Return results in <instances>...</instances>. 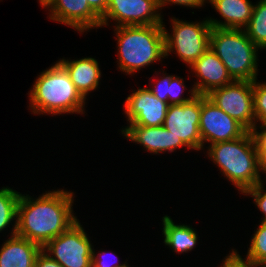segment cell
Instances as JSON below:
<instances>
[{
	"instance_id": "52a82bcc",
	"label": "cell",
	"mask_w": 266,
	"mask_h": 267,
	"mask_svg": "<svg viewBox=\"0 0 266 267\" xmlns=\"http://www.w3.org/2000/svg\"><path fill=\"white\" fill-rule=\"evenodd\" d=\"M92 243L79 219L42 249L63 267H92Z\"/></svg>"
},
{
	"instance_id": "4316f807",
	"label": "cell",
	"mask_w": 266,
	"mask_h": 267,
	"mask_svg": "<svg viewBox=\"0 0 266 267\" xmlns=\"http://www.w3.org/2000/svg\"><path fill=\"white\" fill-rule=\"evenodd\" d=\"M224 259L225 260H222L223 263L220 267H255L253 261L246 257L243 259L235 249H233Z\"/></svg>"
},
{
	"instance_id": "ac0fdd59",
	"label": "cell",
	"mask_w": 266,
	"mask_h": 267,
	"mask_svg": "<svg viewBox=\"0 0 266 267\" xmlns=\"http://www.w3.org/2000/svg\"><path fill=\"white\" fill-rule=\"evenodd\" d=\"M41 249V246L26 238L11 236L0 249V267H34Z\"/></svg>"
},
{
	"instance_id": "6da1fadb",
	"label": "cell",
	"mask_w": 266,
	"mask_h": 267,
	"mask_svg": "<svg viewBox=\"0 0 266 267\" xmlns=\"http://www.w3.org/2000/svg\"><path fill=\"white\" fill-rule=\"evenodd\" d=\"M73 193L64 189L45 191L36 199L21 193L16 235L43 248L78 220L73 212Z\"/></svg>"
},
{
	"instance_id": "f546056e",
	"label": "cell",
	"mask_w": 266,
	"mask_h": 267,
	"mask_svg": "<svg viewBox=\"0 0 266 267\" xmlns=\"http://www.w3.org/2000/svg\"><path fill=\"white\" fill-rule=\"evenodd\" d=\"M260 130H258V128ZM253 135L256 148L257 149H266V124H260V126L255 125L251 130Z\"/></svg>"
},
{
	"instance_id": "8992f818",
	"label": "cell",
	"mask_w": 266,
	"mask_h": 267,
	"mask_svg": "<svg viewBox=\"0 0 266 267\" xmlns=\"http://www.w3.org/2000/svg\"><path fill=\"white\" fill-rule=\"evenodd\" d=\"M172 32L164 27L165 57L173 51L188 66L210 48L212 27L205 18L201 22H187L175 17L171 18Z\"/></svg>"
},
{
	"instance_id": "e575fe53",
	"label": "cell",
	"mask_w": 266,
	"mask_h": 267,
	"mask_svg": "<svg viewBox=\"0 0 266 267\" xmlns=\"http://www.w3.org/2000/svg\"><path fill=\"white\" fill-rule=\"evenodd\" d=\"M255 267H266V263H257Z\"/></svg>"
},
{
	"instance_id": "7c38bea8",
	"label": "cell",
	"mask_w": 266,
	"mask_h": 267,
	"mask_svg": "<svg viewBox=\"0 0 266 267\" xmlns=\"http://www.w3.org/2000/svg\"><path fill=\"white\" fill-rule=\"evenodd\" d=\"M169 104L159 100L147 87L138 90L126 98L124 113L128 126H161L164 123Z\"/></svg>"
},
{
	"instance_id": "9c48e42d",
	"label": "cell",
	"mask_w": 266,
	"mask_h": 267,
	"mask_svg": "<svg viewBox=\"0 0 266 267\" xmlns=\"http://www.w3.org/2000/svg\"><path fill=\"white\" fill-rule=\"evenodd\" d=\"M199 132L203 150L206 143L211 145L231 141L244 136L248 130L212 103L206 95H201Z\"/></svg>"
},
{
	"instance_id": "4fadbf2b",
	"label": "cell",
	"mask_w": 266,
	"mask_h": 267,
	"mask_svg": "<svg viewBox=\"0 0 266 267\" xmlns=\"http://www.w3.org/2000/svg\"><path fill=\"white\" fill-rule=\"evenodd\" d=\"M49 18L70 26L80 34L92 28L98 29L101 17L89 6L87 0H54L47 8Z\"/></svg>"
},
{
	"instance_id": "e0dca14e",
	"label": "cell",
	"mask_w": 266,
	"mask_h": 267,
	"mask_svg": "<svg viewBox=\"0 0 266 267\" xmlns=\"http://www.w3.org/2000/svg\"><path fill=\"white\" fill-rule=\"evenodd\" d=\"M224 21L207 18L211 27L244 29L251 19L254 5L250 0H207Z\"/></svg>"
},
{
	"instance_id": "7a4b0ae2",
	"label": "cell",
	"mask_w": 266,
	"mask_h": 267,
	"mask_svg": "<svg viewBox=\"0 0 266 267\" xmlns=\"http://www.w3.org/2000/svg\"><path fill=\"white\" fill-rule=\"evenodd\" d=\"M33 114H84L86 99L76 89L68 72L58 62L37 76L28 93Z\"/></svg>"
},
{
	"instance_id": "d6a6232c",
	"label": "cell",
	"mask_w": 266,
	"mask_h": 267,
	"mask_svg": "<svg viewBox=\"0 0 266 267\" xmlns=\"http://www.w3.org/2000/svg\"><path fill=\"white\" fill-rule=\"evenodd\" d=\"M259 155V168L266 175V149H257ZM266 178V177H265Z\"/></svg>"
},
{
	"instance_id": "ba28073f",
	"label": "cell",
	"mask_w": 266,
	"mask_h": 267,
	"mask_svg": "<svg viewBox=\"0 0 266 267\" xmlns=\"http://www.w3.org/2000/svg\"><path fill=\"white\" fill-rule=\"evenodd\" d=\"M206 96L248 131L255 126L253 82L234 80L228 85L213 89Z\"/></svg>"
},
{
	"instance_id": "3957f363",
	"label": "cell",
	"mask_w": 266,
	"mask_h": 267,
	"mask_svg": "<svg viewBox=\"0 0 266 267\" xmlns=\"http://www.w3.org/2000/svg\"><path fill=\"white\" fill-rule=\"evenodd\" d=\"M118 69L133 75L165 57L163 24L114 27Z\"/></svg>"
},
{
	"instance_id": "cb8c5ba5",
	"label": "cell",
	"mask_w": 266,
	"mask_h": 267,
	"mask_svg": "<svg viewBox=\"0 0 266 267\" xmlns=\"http://www.w3.org/2000/svg\"><path fill=\"white\" fill-rule=\"evenodd\" d=\"M186 90V85L184 84V79L179 76H174L171 79L169 85V97H168V104L169 105H176V104H184L189 101H192L198 94L194 87L189 90L190 94L189 97H183V92Z\"/></svg>"
},
{
	"instance_id": "1f68e13d",
	"label": "cell",
	"mask_w": 266,
	"mask_h": 267,
	"mask_svg": "<svg viewBox=\"0 0 266 267\" xmlns=\"http://www.w3.org/2000/svg\"><path fill=\"white\" fill-rule=\"evenodd\" d=\"M109 0H87L89 6L102 17L107 9Z\"/></svg>"
},
{
	"instance_id": "d6986e66",
	"label": "cell",
	"mask_w": 266,
	"mask_h": 267,
	"mask_svg": "<svg viewBox=\"0 0 266 267\" xmlns=\"http://www.w3.org/2000/svg\"><path fill=\"white\" fill-rule=\"evenodd\" d=\"M162 234L164 244L176 253H187L191 251L198 241V234L190 225L175 224L171 217L165 215L162 218Z\"/></svg>"
},
{
	"instance_id": "83f0119b",
	"label": "cell",
	"mask_w": 266,
	"mask_h": 267,
	"mask_svg": "<svg viewBox=\"0 0 266 267\" xmlns=\"http://www.w3.org/2000/svg\"><path fill=\"white\" fill-rule=\"evenodd\" d=\"M95 252L96 251L94 250V248H92V267H122L127 263L126 261L122 264H120V261L112 263L116 260H113L111 261V263H109L110 261L107 262L106 260L107 256L105 255H107V253L105 251L100 252L99 254H96ZM115 257L117 258L116 255Z\"/></svg>"
},
{
	"instance_id": "603a6c76",
	"label": "cell",
	"mask_w": 266,
	"mask_h": 267,
	"mask_svg": "<svg viewBox=\"0 0 266 267\" xmlns=\"http://www.w3.org/2000/svg\"><path fill=\"white\" fill-rule=\"evenodd\" d=\"M253 81V103L255 114V125L266 124V82Z\"/></svg>"
},
{
	"instance_id": "836d02e7",
	"label": "cell",
	"mask_w": 266,
	"mask_h": 267,
	"mask_svg": "<svg viewBox=\"0 0 266 267\" xmlns=\"http://www.w3.org/2000/svg\"><path fill=\"white\" fill-rule=\"evenodd\" d=\"M42 8H48L54 0H38Z\"/></svg>"
},
{
	"instance_id": "ffe728a7",
	"label": "cell",
	"mask_w": 266,
	"mask_h": 267,
	"mask_svg": "<svg viewBox=\"0 0 266 267\" xmlns=\"http://www.w3.org/2000/svg\"><path fill=\"white\" fill-rule=\"evenodd\" d=\"M20 196V192H17L10 187H3L0 189V232L4 231V229L11 224L13 227L10 236L16 235L17 206Z\"/></svg>"
},
{
	"instance_id": "277c9868",
	"label": "cell",
	"mask_w": 266,
	"mask_h": 267,
	"mask_svg": "<svg viewBox=\"0 0 266 267\" xmlns=\"http://www.w3.org/2000/svg\"><path fill=\"white\" fill-rule=\"evenodd\" d=\"M206 148L209 159L242 194L264 181L261 180L259 155L251 131L240 138L211 144Z\"/></svg>"
},
{
	"instance_id": "f1b7e54d",
	"label": "cell",
	"mask_w": 266,
	"mask_h": 267,
	"mask_svg": "<svg viewBox=\"0 0 266 267\" xmlns=\"http://www.w3.org/2000/svg\"><path fill=\"white\" fill-rule=\"evenodd\" d=\"M170 3L191 8H201L207 3V0H158L160 11Z\"/></svg>"
},
{
	"instance_id": "30bf717a",
	"label": "cell",
	"mask_w": 266,
	"mask_h": 267,
	"mask_svg": "<svg viewBox=\"0 0 266 267\" xmlns=\"http://www.w3.org/2000/svg\"><path fill=\"white\" fill-rule=\"evenodd\" d=\"M159 12L158 0H109L100 27H107L111 20L116 21L113 27L163 24Z\"/></svg>"
},
{
	"instance_id": "44dd1931",
	"label": "cell",
	"mask_w": 266,
	"mask_h": 267,
	"mask_svg": "<svg viewBox=\"0 0 266 267\" xmlns=\"http://www.w3.org/2000/svg\"><path fill=\"white\" fill-rule=\"evenodd\" d=\"M244 30L257 47L266 50V0L254 4L251 19Z\"/></svg>"
},
{
	"instance_id": "9a60e30c",
	"label": "cell",
	"mask_w": 266,
	"mask_h": 267,
	"mask_svg": "<svg viewBox=\"0 0 266 267\" xmlns=\"http://www.w3.org/2000/svg\"><path fill=\"white\" fill-rule=\"evenodd\" d=\"M121 134L133 143L143 146L151 154H160L161 152H174L180 147H187L181 140L166 130L163 125L149 126H126L122 128Z\"/></svg>"
},
{
	"instance_id": "2e32d148",
	"label": "cell",
	"mask_w": 266,
	"mask_h": 267,
	"mask_svg": "<svg viewBox=\"0 0 266 267\" xmlns=\"http://www.w3.org/2000/svg\"><path fill=\"white\" fill-rule=\"evenodd\" d=\"M58 62L68 72L76 89L85 99H87L89 93L99 88L102 75L99 63L95 58L85 57L73 59V61L63 58L59 59Z\"/></svg>"
},
{
	"instance_id": "8fae6325",
	"label": "cell",
	"mask_w": 266,
	"mask_h": 267,
	"mask_svg": "<svg viewBox=\"0 0 266 267\" xmlns=\"http://www.w3.org/2000/svg\"><path fill=\"white\" fill-rule=\"evenodd\" d=\"M201 95L184 104L169 105L163 127L192 150H201Z\"/></svg>"
},
{
	"instance_id": "5b68a950",
	"label": "cell",
	"mask_w": 266,
	"mask_h": 267,
	"mask_svg": "<svg viewBox=\"0 0 266 267\" xmlns=\"http://www.w3.org/2000/svg\"><path fill=\"white\" fill-rule=\"evenodd\" d=\"M210 48L225 65L233 80L251 81L258 76V50L244 29L212 27Z\"/></svg>"
},
{
	"instance_id": "5bb4252c",
	"label": "cell",
	"mask_w": 266,
	"mask_h": 267,
	"mask_svg": "<svg viewBox=\"0 0 266 267\" xmlns=\"http://www.w3.org/2000/svg\"><path fill=\"white\" fill-rule=\"evenodd\" d=\"M189 68L198 78L193 84L198 95H207L213 89L234 81L228 74L225 65L211 48L195 60Z\"/></svg>"
},
{
	"instance_id": "484cf974",
	"label": "cell",
	"mask_w": 266,
	"mask_h": 267,
	"mask_svg": "<svg viewBox=\"0 0 266 267\" xmlns=\"http://www.w3.org/2000/svg\"><path fill=\"white\" fill-rule=\"evenodd\" d=\"M165 71H163L162 74L163 76L158 79V81H156L157 83L155 84H151V86L153 85V88H148L155 97H157L159 100L163 101V102H168V97H169V85L171 82V79L175 76V75H168L166 73H164Z\"/></svg>"
},
{
	"instance_id": "4dcf8cb0",
	"label": "cell",
	"mask_w": 266,
	"mask_h": 267,
	"mask_svg": "<svg viewBox=\"0 0 266 267\" xmlns=\"http://www.w3.org/2000/svg\"><path fill=\"white\" fill-rule=\"evenodd\" d=\"M34 267H63L60 263L54 260L43 249L38 253Z\"/></svg>"
},
{
	"instance_id": "7402d4cb",
	"label": "cell",
	"mask_w": 266,
	"mask_h": 267,
	"mask_svg": "<svg viewBox=\"0 0 266 267\" xmlns=\"http://www.w3.org/2000/svg\"><path fill=\"white\" fill-rule=\"evenodd\" d=\"M246 258L257 263H266V222H260L250 241Z\"/></svg>"
},
{
	"instance_id": "d4e9b609",
	"label": "cell",
	"mask_w": 266,
	"mask_h": 267,
	"mask_svg": "<svg viewBox=\"0 0 266 267\" xmlns=\"http://www.w3.org/2000/svg\"><path fill=\"white\" fill-rule=\"evenodd\" d=\"M243 195H250L252 198H254L253 202L257 206V208L260 210V212L263 214L262 222H266V190L263 183L260 182L256 184L254 187H251L247 189Z\"/></svg>"
}]
</instances>
